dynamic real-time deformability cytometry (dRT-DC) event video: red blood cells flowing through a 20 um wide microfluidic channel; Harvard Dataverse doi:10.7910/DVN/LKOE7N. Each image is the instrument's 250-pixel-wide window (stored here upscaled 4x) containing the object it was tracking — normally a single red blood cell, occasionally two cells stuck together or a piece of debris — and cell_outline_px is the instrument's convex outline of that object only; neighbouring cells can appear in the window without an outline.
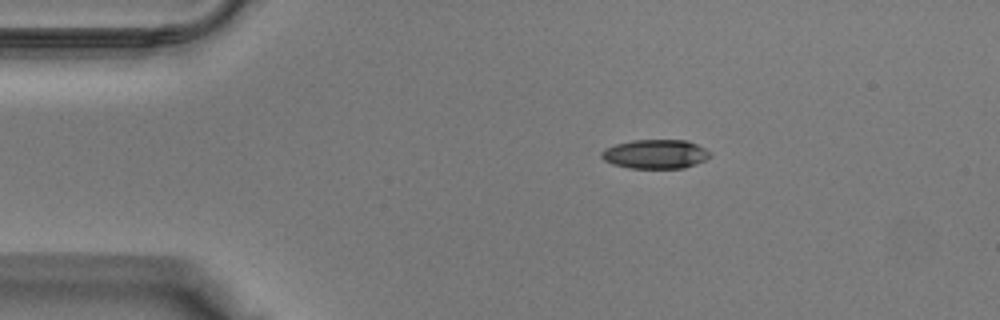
{"species": "Egyptian fruit bat (a non-hibernating species)", "species_latin": "Rousettus aegyptiacus", "temperature_condition": "warm", "stored_images_in_passage": 33, "camera_frame_rate_fps": 3000, "um_per_image_px": 0.085, "animal": {"sex": "male"}, "frame": {"image": 1, "passage_image": 1, "time_ms": 0.0, "image_size_px": [1000, 320], "cell_outline_px": [[712, 156], [696, 164], [684, 168], [628, 168], [612, 164], [604, 160], [600, 156], [600, 152], [604, 148], [616, 144], [632, 140], [688, 140], [712, 152]], "centroid_in_image_um": [55.7, 13.1], "position_along_channel_um": 29.3, "area_um2": 18.61}}
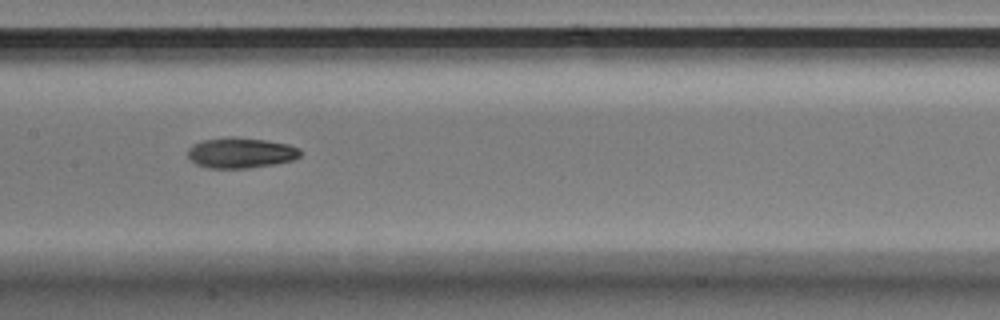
{"frame": {"image": 2, "passage_image": 13, "time_ms": 4.0, "image_size_px": [1000, 320], "cell_outline_px": [[300, 156], [292, 160], [272, 164], [248, 168], [208, 168], [196, 164], [188, 156], [188, 148], [192, 144], [204, 140], [268, 140], [288, 144], [300, 148]], "centroid_in_image_um": [20.48, 13.04], "position_along_channel_um": 186.9, "area_um2": 19.07}}
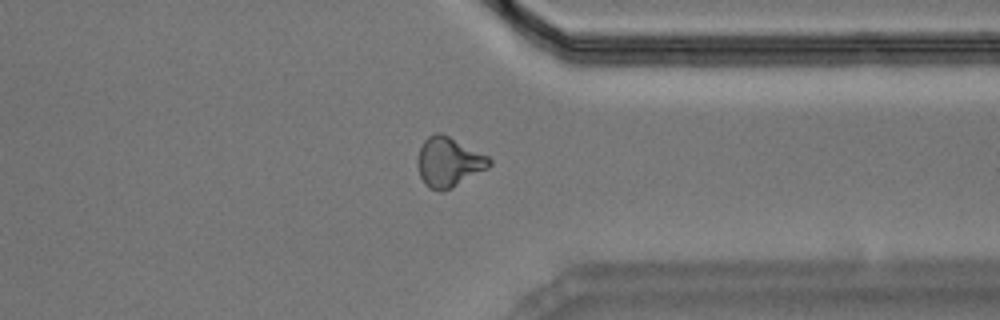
{"frame": {"image": 3, "passage_image": 24, "time_ms": 7.667, "image_size_px": [1000, 320], "cell_outline_px": [[492, 164], [488, 168], [452, 188], [440, 192], [428, 188], [424, 184], [420, 176], [416, 164], [416, 160], [420, 148], [424, 140], [428, 136], [436, 132], [440, 132], [488, 156], [492, 160]], "centroid_in_image_um": [38.11, 13.79], "position_along_channel_um": 373.3, "area_um2": 20.87}}